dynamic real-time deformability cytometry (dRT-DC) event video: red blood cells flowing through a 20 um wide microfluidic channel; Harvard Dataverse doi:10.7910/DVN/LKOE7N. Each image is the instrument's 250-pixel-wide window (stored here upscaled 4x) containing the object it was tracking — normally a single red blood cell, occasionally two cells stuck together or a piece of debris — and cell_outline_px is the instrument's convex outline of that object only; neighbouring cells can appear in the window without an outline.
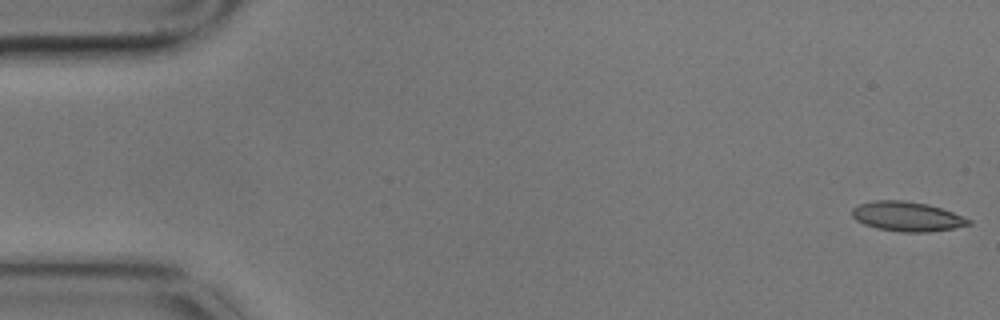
{"species": "common noctule bat (a hibernating species)", "species_latin": "Nyctalus noctula", "temperature_condition": "cold", "stored_images_in_passage": 8, "camera_frame_rate_fps": 3000, "um_per_image_px": 0.085, "animal": {"sex": "male", "body_mass_g": 17.9}, "frame": {"image": 1, "passage_image": 1, "time_ms": 0.0, "image_size_px": [1000, 320], "cell_outline_px": [[972, 224], [952, 228], [928, 232], [900, 232], [876, 228], [864, 224], [856, 220], [852, 216], [852, 208], [860, 204], [872, 200], [900, 200], [928, 204], [952, 212], [972, 220]], "centroid_in_image_um": [77.08, 18.4], "position_along_channel_um": 7.9, "area_um2": 20.06}}
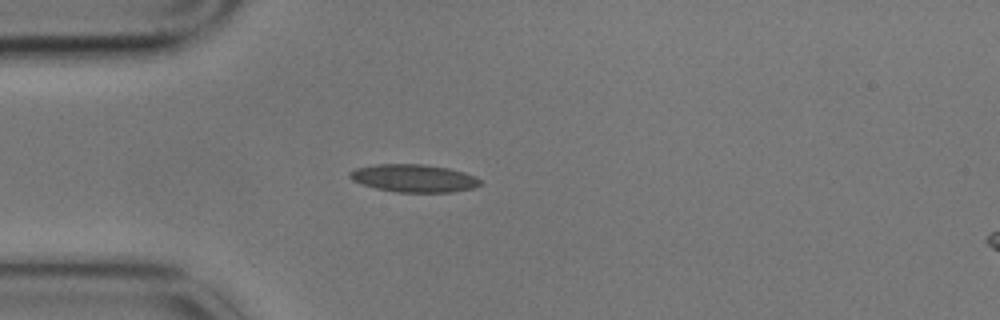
{"frame": {"image": 2, "passage_image": 5, "time_ms": 1.333, "image_size_px": [1000, 320], "cell_outline_px": [[480, 184], [472, 188], [452, 192], [396, 192], [376, 188], [360, 184], [352, 180], [348, 176], [348, 172], [356, 168], [376, 164], [424, 164], [448, 168], [464, 172], [476, 176], [480, 180]], "centroid_in_image_um": [35.14, 15.14], "position_along_channel_um": 49.9, "area_um2": 21.15}}
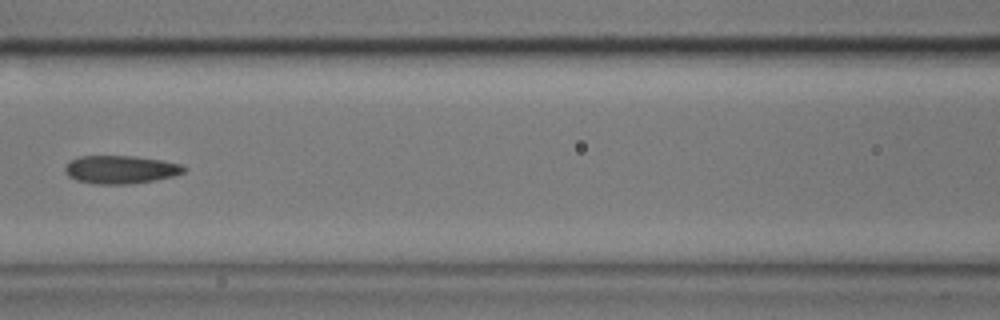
{"frame": {"image": 3, "passage_image": 8, "time_ms": 2.333, "image_size_px": [1000, 320], "cell_outline_px": [[188, 168], [184, 172], [172, 176], [152, 180], [128, 184], [92, 184], [76, 180], [68, 176], [64, 172], [64, 164], [68, 160], [80, 156], [136, 156], [160, 160], [180, 164]], "centroid_in_image_um": [10.17, 14.4], "position_along_channel_um": 156.4, "area_um2": 19.59}}